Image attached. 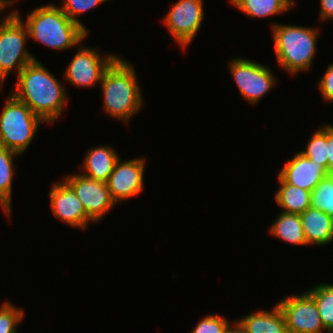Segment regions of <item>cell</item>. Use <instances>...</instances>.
Instances as JSON below:
<instances>
[{
  "label": "cell",
  "instance_id": "obj_16",
  "mask_svg": "<svg viewBox=\"0 0 333 333\" xmlns=\"http://www.w3.org/2000/svg\"><path fill=\"white\" fill-rule=\"evenodd\" d=\"M235 323L246 333H288L285 316L278 304L271 312L259 310Z\"/></svg>",
  "mask_w": 333,
  "mask_h": 333
},
{
  "label": "cell",
  "instance_id": "obj_31",
  "mask_svg": "<svg viewBox=\"0 0 333 333\" xmlns=\"http://www.w3.org/2000/svg\"><path fill=\"white\" fill-rule=\"evenodd\" d=\"M17 1L18 0H0V11H3L5 8H8L7 6Z\"/></svg>",
  "mask_w": 333,
  "mask_h": 333
},
{
  "label": "cell",
  "instance_id": "obj_27",
  "mask_svg": "<svg viewBox=\"0 0 333 333\" xmlns=\"http://www.w3.org/2000/svg\"><path fill=\"white\" fill-rule=\"evenodd\" d=\"M232 325L227 319L217 314H209L193 329L191 333H230Z\"/></svg>",
  "mask_w": 333,
  "mask_h": 333
},
{
  "label": "cell",
  "instance_id": "obj_11",
  "mask_svg": "<svg viewBox=\"0 0 333 333\" xmlns=\"http://www.w3.org/2000/svg\"><path fill=\"white\" fill-rule=\"evenodd\" d=\"M203 0H178L168 11L164 23L183 48L191 43L204 17Z\"/></svg>",
  "mask_w": 333,
  "mask_h": 333
},
{
  "label": "cell",
  "instance_id": "obj_9",
  "mask_svg": "<svg viewBox=\"0 0 333 333\" xmlns=\"http://www.w3.org/2000/svg\"><path fill=\"white\" fill-rule=\"evenodd\" d=\"M117 58L115 55L101 58L96 49L81 47L68 64L64 77L74 86H95L101 82L105 71Z\"/></svg>",
  "mask_w": 333,
  "mask_h": 333
},
{
  "label": "cell",
  "instance_id": "obj_7",
  "mask_svg": "<svg viewBox=\"0 0 333 333\" xmlns=\"http://www.w3.org/2000/svg\"><path fill=\"white\" fill-rule=\"evenodd\" d=\"M229 67L241 95L250 104H256L277 82L269 67L249 59H233Z\"/></svg>",
  "mask_w": 333,
  "mask_h": 333
},
{
  "label": "cell",
  "instance_id": "obj_18",
  "mask_svg": "<svg viewBox=\"0 0 333 333\" xmlns=\"http://www.w3.org/2000/svg\"><path fill=\"white\" fill-rule=\"evenodd\" d=\"M280 183L275 199L284 212L301 214L311 206V192L286 183L279 175Z\"/></svg>",
  "mask_w": 333,
  "mask_h": 333
},
{
  "label": "cell",
  "instance_id": "obj_32",
  "mask_svg": "<svg viewBox=\"0 0 333 333\" xmlns=\"http://www.w3.org/2000/svg\"><path fill=\"white\" fill-rule=\"evenodd\" d=\"M230 333H246L235 322L232 325Z\"/></svg>",
  "mask_w": 333,
  "mask_h": 333
},
{
  "label": "cell",
  "instance_id": "obj_8",
  "mask_svg": "<svg viewBox=\"0 0 333 333\" xmlns=\"http://www.w3.org/2000/svg\"><path fill=\"white\" fill-rule=\"evenodd\" d=\"M277 304L285 316L288 333H322V330L327 332L317 304L307 292L287 296Z\"/></svg>",
  "mask_w": 333,
  "mask_h": 333
},
{
  "label": "cell",
  "instance_id": "obj_5",
  "mask_svg": "<svg viewBox=\"0 0 333 333\" xmlns=\"http://www.w3.org/2000/svg\"><path fill=\"white\" fill-rule=\"evenodd\" d=\"M10 94L0 114V146L22 155L44 121Z\"/></svg>",
  "mask_w": 333,
  "mask_h": 333
},
{
  "label": "cell",
  "instance_id": "obj_1",
  "mask_svg": "<svg viewBox=\"0 0 333 333\" xmlns=\"http://www.w3.org/2000/svg\"><path fill=\"white\" fill-rule=\"evenodd\" d=\"M17 76L12 94L44 122L51 124L59 119L68 97L55 76L37 59L27 64Z\"/></svg>",
  "mask_w": 333,
  "mask_h": 333
},
{
  "label": "cell",
  "instance_id": "obj_14",
  "mask_svg": "<svg viewBox=\"0 0 333 333\" xmlns=\"http://www.w3.org/2000/svg\"><path fill=\"white\" fill-rule=\"evenodd\" d=\"M329 174L323 165L298 152L284 165L278 175L286 183L311 192Z\"/></svg>",
  "mask_w": 333,
  "mask_h": 333
},
{
  "label": "cell",
  "instance_id": "obj_25",
  "mask_svg": "<svg viewBox=\"0 0 333 333\" xmlns=\"http://www.w3.org/2000/svg\"><path fill=\"white\" fill-rule=\"evenodd\" d=\"M24 317V311L17 309L9 301L0 308V333H17V326Z\"/></svg>",
  "mask_w": 333,
  "mask_h": 333
},
{
  "label": "cell",
  "instance_id": "obj_17",
  "mask_svg": "<svg viewBox=\"0 0 333 333\" xmlns=\"http://www.w3.org/2000/svg\"><path fill=\"white\" fill-rule=\"evenodd\" d=\"M117 152L110 146L93 147L83 160L82 175L101 182H107L116 161Z\"/></svg>",
  "mask_w": 333,
  "mask_h": 333
},
{
  "label": "cell",
  "instance_id": "obj_23",
  "mask_svg": "<svg viewBox=\"0 0 333 333\" xmlns=\"http://www.w3.org/2000/svg\"><path fill=\"white\" fill-rule=\"evenodd\" d=\"M311 207L333 218V174L324 177L311 191Z\"/></svg>",
  "mask_w": 333,
  "mask_h": 333
},
{
  "label": "cell",
  "instance_id": "obj_12",
  "mask_svg": "<svg viewBox=\"0 0 333 333\" xmlns=\"http://www.w3.org/2000/svg\"><path fill=\"white\" fill-rule=\"evenodd\" d=\"M119 158L107 183L112 200L117 204L122 200L141 193L144 189L145 158L121 162Z\"/></svg>",
  "mask_w": 333,
  "mask_h": 333
},
{
  "label": "cell",
  "instance_id": "obj_3",
  "mask_svg": "<svg viewBox=\"0 0 333 333\" xmlns=\"http://www.w3.org/2000/svg\"><path fill=\"white\" fill-rule=\"evenodd\" d=\"M24 24L29 37L56 50L79 45L88 35V32L73 22L61 7L53 4L32 10Z\"/></svg>",
  "mask_w": 333,
  "mask_h": 333
},
{
  "label": "cell",
  "instance_id": "obj_20",
  "mask_svg": "<svg viewBox=\"0 0 333 333\" xmlns=\"http://www.w3.org/2000/svg\"><path fill=\"white\" fill-rule=\"evenodd\" d=\"M240 11L252 18L273 16L293 8V0H230Z\"/></svg>",
  "mask_w": 333,
  "mask_h": 333
},
{
  "label": "cell",
  "instance_id": "obj_22",
  "mask_svg": "<svg viewBox=\"0 0 333 333\" xmlns=\"http://www.w3.org/2000/svg\"><path fill=\"white\" fill-rule=\"evenodd\" d=\"M315 300L323 326L327 333H333V285L319 284L307 291Z\"/></svg>",
  "mask_w": 333,
  "mask_h": 333
},
{
  "label": "cell",
  "instance_id": "obj_29",
  "mask_svg": "<svg viewBox=\"0 0 333 333\" xmlns=\"http://www.w3.org/2000/svg\"><path fill=\"white\" fill-rule=\"evenodd\" d=\"M328 172L333 174V126L327 124Z\"/></svg>",
  "mask_w": 333,
  "mask_h": 333
},
{
  "label": "cell",
  "instance_id": "obj_19",
  "mask_svg": "<svg viewBox=\"0 0 333 333\" xmlns=\"http://www.w3.org/2000/svg\"><path fill=\"white\" fill-rule=\"evenodd\" d=\"M270 233L294 245H308L303 233L300 214L281 212L270 227Z\"/></svg>",
  "mask_w": 333,
  "mask_h": 333
},
{
  "label": "cell",
  "instance_id": "obj_15",
  "mask_svg": "<svg viewBox=\"0 0 333 333\" xmlns=\"http://www.w3.org/2000/svg\"><path fill=\"white\" fill-rule=\"evenodd\" d=\"M300 218L307 244L324 246L333 241V218L325 212L310 206Z\"/></svg>",
  "mask_w": 333,
  "mask_h": 333
},
{
  "label": "cell",
  "instance_id": "obj_24",
  "mask_svg": "<svg viewBox=\"0 0 333 333\" xmlns=\"http://www.w3.org/2000/svg\"><path fill=\"white\" fill-rule=\"evenodd\" d=\"M322 128V129H321ZM313 133L307 143L306 150L299 151L308 159L323 165L328 170L327 157V125Z\"/></svg>",
  "mask_w": 333,
  "mask_h": 333
},
{
  "label": "cell",
  "instance_id": "obj_30",
  "mask_svg": "<svg viewBox=\"0 0 333 333\" xmlns=\"http://www.w3.org/2000/svg\"><path fill=\"white\" fill-rule=\"evenodd\" d=\"M320 21L333 19V0H320Z\"/></svg>",
  "mask_w": 333,
  "mask_h": 333
},
{
  "label": "cell",
  "instance_id": "obj_6",
  "mask_svg": "<svg viewBox=\"0 0 333 333\" xmlns=\"http://www.w3.org/2000/svg\"><path fill=\"white\" fill-rule=\"evenodd\" d=\"M28 31L19 12L11 11L0 21V85L4 83L12 68L17 75L36 58L25 49Z\"/></svg>",
  "mask_w": 333,
  "mask_h": 333
},
{
  "label": "cell",
  "instance_id": "obj_21",
  "mask_svg": "<svg viewBox=\"0 0 333 333\" xmlns=\"http://www.w3.org/2000/svg\"><path fill=\"white\" fill-rule=\"evenodd\" d=\"M21 155L13 150L0 146V206L7 215H11V194H12V177L13 158Z\"/></svg>",
  "mask_w": 333,
  "mask_h": 333
},
{
  "label": "cell",
  "instance_id": "obj_13",
  "mask_svg": "<svg viewBox=\"0 0 333 333\" xmlns=\"http://www.w3.org/2000/svg\"><path fill=\"white\" fill-rule=\"evenodd\" d=\"M52 213L71 227L85 229L91 220L73 189L63 180L49 191Z\"/></svg>",
  "mask_w": 333,
  "mask_h": 333
},
{
  "label": "cell",
  "instance_id": "obj_10",
  "mask_svg": "<svg viewBox=\"0 0 333 333\" xmlns=\"http://www.w3.org/2000/svg\"><path fill=\"white\" fill-rule=\"evenodd\" d=\"M73 189L83 204L87 216L93 223L98 222L116 203L112 200L106 182L97 181L80 174H72L63 178Z\"/></svg>",
  "mask_w": 333,
  "mask_h": 333
},
{
  "label": "cell",
  "instance_id": "obj_28",
  "mask_svg": "<svg viewBox=\"0 0 333 333\" xmlns=\"http://www.w3.org/2000/svg\"><path fill=\"white\" fill-rule=\"evenodd\" d=\"M319 89L324 99L333 102V64H330L326 69V73L321 78Z\"/></svg>",
  "mask_w": 333,
  "mask_h": 333
},
{
  "label": "cell",
  "instance_id": "obj_2",
  "mask_svg": "<svg viewBox=\"0 0 333 333\" xmlns=\"http://www.w3.org/2000/svg\"><path fill=\"white\" fill-rule=\"evenodd\" d=\"M100 85L106 113L128 124L143 103L134 67L118 57L105 71Z\"/></svg>",
  "mask_w": 333,
  "mask_h": 333
},
{
  "label": "cell",
  "instance_id": "obj_4",
  "mask_svg": "<svg viewBox=\"0 0 333 333\" xmlns=\"http://www.w3.org/2000/svg\"><path fill=\"white\" fill-rule=\"evenodd\" d=\"M276 58L290 74L308 70L314 60L318 30L311 27L273 24Z\"/></svg>",
  "mask_w": 333,
  "mask_h": 333
},
{
  "label": "cell",
  "instance_id": "obj_26",
  "mask_svg": "<svg viewBox=\"0 0 333 333\" xmlns=\"http://www.w3.org/2000/svg\"><path fill=\"white\" fill-rule=\"evenodd\" d=\"M106 1L109 0H64L61 9L73 22L81 25L88 32L87 28L77 19V16Z\"/></svg>",
  "mask_w": 333,
  "mask_h": 333
}]
</instances>
